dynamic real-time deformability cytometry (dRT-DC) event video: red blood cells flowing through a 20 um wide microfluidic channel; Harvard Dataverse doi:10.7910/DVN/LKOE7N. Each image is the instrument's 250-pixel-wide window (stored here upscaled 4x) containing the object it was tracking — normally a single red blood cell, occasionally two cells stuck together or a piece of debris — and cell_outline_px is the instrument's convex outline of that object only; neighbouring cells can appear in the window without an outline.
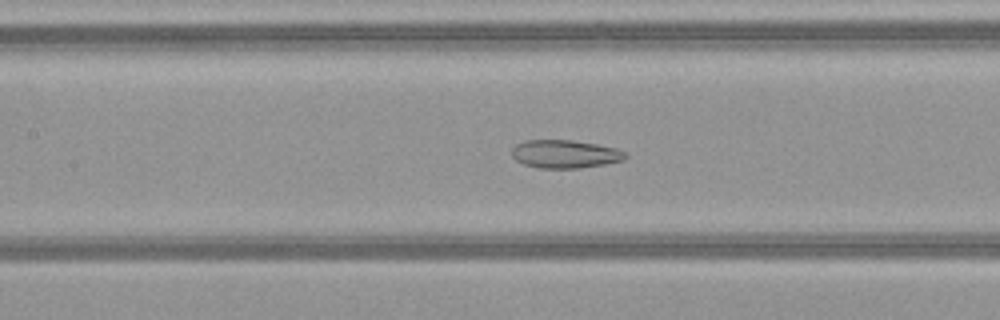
{"species": "common noctule bat (a hibernating species)", "species_latin": "Nyctalus noctula", "temperature_condition": "warm", "stored_images_in_passage": 47, "camera_frame_rate_fps": 3000, "um_per_image_px": 0.085, "animal": {"sex": "female", "body_mass_g": 21.9}, "frame": {"image": 1, "passage_image": 20, "time_ms": 6.333, "image_size_px": [1000, 320], "cell_outline_px": [[628, 156], [624, 160], [604, 164], [580, 168], [540, 168], [524, 164], [516, 160], [512, 156], [512, 148], [516, 144], [524, 140], [572, 140], [596, 144], [616, 148], [624, 152]], "centroid_in_image_um": [48.01, 13.09], "position_along_channel_um": 159.4, "area_um2": 18.61}}
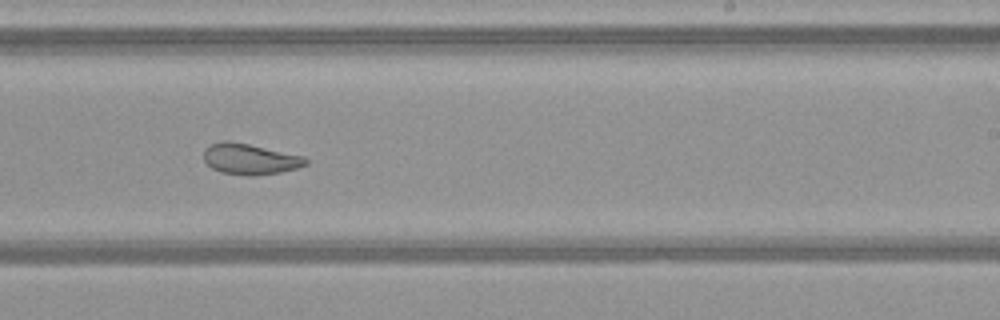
{"frame": {"image": 2, "passage_image": 28, "time_ms": 9.0, "image_size_px": [1000, 320], "cell_outline_px": [[308, 164], [296, 168], [280, 172], [252, 176], [248, 176], [220, 172], [212, 168], [204, 160], [204, 148], [208, 144], [220, 140], [228, 140], [248, 144], [304, 156], [308, 160]], "centroid_in_image_um": [21.21, 13.51], "position_along_channel_um": 267.8, "area_um2": 18.44}}
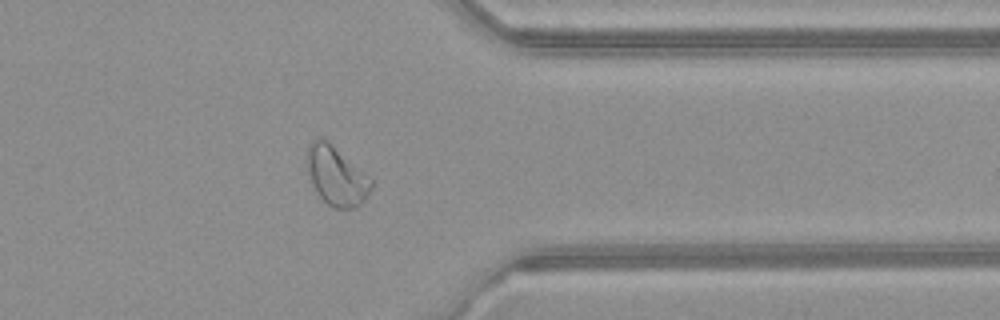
{"frame": {"image": 3, "passage_image": 37, "time_ms": 12.0, "image_size_px": [1000, 320], "cell_outline_px": [[372, 188], [364, 200], [356, 208], [336, 208], [328, 204], [320, 196], [304, 164], [304, 160], [308, 144], [312, 140], [320, 136], [324, 136], [368, 176], [372, 180]], "centroid_in_image_um": [28.55, 14.88], "position_along_channel_um": 382.9, "area_um2": 22.2}, "authors_computed_cell_mechanics": {"area_um2": 23.3512, "velocity_mm_per_s": 4.0759, "shape_relaxation_time_tau1_ms": null, "shape_relaxation_time_tau2_ms": 1.9463, "deformation_change_tau1": null, "deformation_change_tau2": 0.0789}}